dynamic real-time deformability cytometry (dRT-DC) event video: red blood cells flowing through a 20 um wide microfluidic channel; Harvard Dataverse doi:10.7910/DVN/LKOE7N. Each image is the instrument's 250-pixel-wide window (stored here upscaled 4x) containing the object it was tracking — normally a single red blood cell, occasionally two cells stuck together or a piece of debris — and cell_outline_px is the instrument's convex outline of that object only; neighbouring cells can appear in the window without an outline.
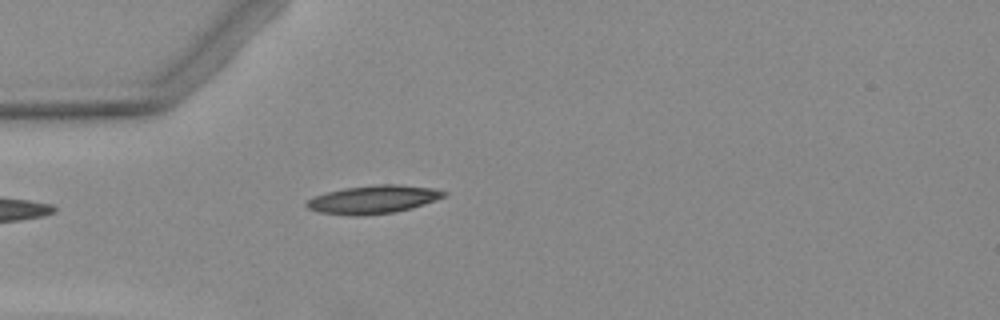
{"species": "Egyptian fruit bat (a non-hibernating species)", "species_latin": "Rousettus aegyptiacus", "temperature_condition": "warm", "stored_images_in_passage": 1, "camera_frame_rate_fps": 3000, "um_per_image_px": 0.085, "animal": {"sex": "female"}, "frame": {"image": 1, "passage_image": 1, "time_ms": 0.0, "image_size_px": [1000, 320], "cell_outline_px": [[448, 192], [444, 196], [408, 208], [392, 212], [356, 216], [352, 216], [320, 212], [308, 208], [304, 204], [312, 196], [344, 188], [372, 184], [396, 184], [432, 188]], "centroid_in_image_um": [31.64, 16.94], "position_along_channel_um": 53.4, "area_um2": 22.14}}